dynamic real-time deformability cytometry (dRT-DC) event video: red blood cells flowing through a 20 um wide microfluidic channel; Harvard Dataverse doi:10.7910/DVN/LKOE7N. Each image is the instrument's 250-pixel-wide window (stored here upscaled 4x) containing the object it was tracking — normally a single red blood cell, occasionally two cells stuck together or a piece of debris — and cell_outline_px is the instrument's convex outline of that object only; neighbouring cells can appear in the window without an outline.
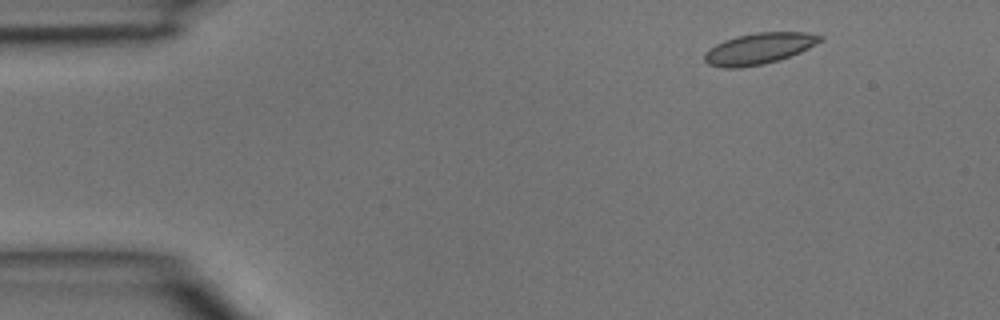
{"species": "common noctule bat (a hibernating species)", "species_latin": "Nyctalus noctula", "temperature_condition": "room temperature", "stored_images_in_passage": 3, "camera_frame_rate_fps": 3000, "um_per_image_px": 0.085, "animal": {"sex": "male", "body_mass_g": 15.6}, "frame": {"image": 1, "passage_image": 1, "time_ms": 0.0, "image_size_px": [1000, 320], "cell_outline_px": [[824, 40], [800, 52], [780, 60], [764, 64], [740, 68], [720, 68], [708, 64], [704, 60], [704, 52], [708, 48], [724, 40], [736, 36], [756, 32], [804, 32], [824, 36]], "centroid_in_image_um": [64.49, 4.13], "position_along_channel_um": 20.5, "area_um2": 21.27}}
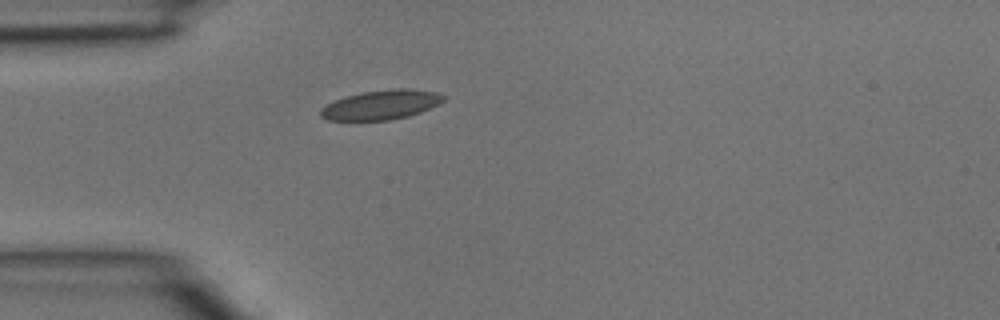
{"frame": {"image": 2, "passage_image": 3, "time_ms": 0.667, "image_size_px": [1000, 320], "cell_outline_px": [[448, 96], [444, 100], [420, 112], [408, 116], [388, 120], [328, 120], [320, 116], [320, 108], [344, 96], [364, 92], [392, 88], [408, 88], [436, 92]], "centroid_in_image_um": [32.4, 8.9], "position_along_channel_um": 52.6, "area_um2": 20.98}}